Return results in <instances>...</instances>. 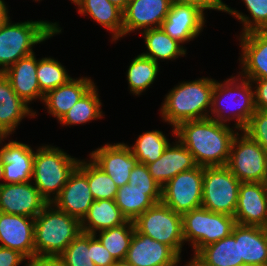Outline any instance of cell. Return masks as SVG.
I'll list each match as a JSON object with an SVG mask.
<instances>
[{
    "label": "cell",
    "instance_id": "12",
    "mask_svg": "<svg viewBox=\"0 0 267 266\" xmlns=\"http://www.w3.org/2000/svg\"><path fill=\"white\" fill-rule=\"evenodd\" d=\"M88 184V159H81L53 204L80 221L94 202Z\"/></svg>",
    "mask_w": 267,
    "mask_h": 266
},
{
    "label": "cell",
    "instance_id": "27",
    "mask_svg": "<svg viewBox=\"0 0 267 266\" xmlns=\"http://www.w3.org/2000/svg\"><path fill=\"white\" fill-rule=\"evenodd\" d=\"M80 15L90 16L111 33V41L123 38V11L109 0H72Z\"/></svg>",
    "mask_w": 267,
    "mask_h": 266
},
{
    "label": "cell",
    "instance_id": "4",
    "mask_svg": "<svg viewBox=\"0 0 267 266\" xmlns=\"http://www.w3.org/2000/svg\"><path fill=\"white\" fill-rule=\"evenodd\" d=\"M62 33L59 22L27 20L12 22L9 17L0 27V73H4L19 59L35 53L34 46Z\"/></svg>",
    "mask_w": 267,
    "mask_h": 266
},
{
    "label": "cell",
    "instance_id": "24",
    "mask_svg": "<svg viewBox=\"0 0 267 266\" xmlns=\"http://www.w3.org/2000/svg\"><path fill=\"white\" fill-rule=\"evenodd\" d=\"M37 63L38 59L33 53L19 59L3 73L9 79L16 94L28 105L38 99L42 103L44 98L36 76Z\"/></svg>",
    "mask_w": 267,
    "mask_h": 266
},
{
    "label": "cell",
    "instance_id": "35",
    "mask_svg": "<svg viewBox=\"0 0 267 266\" xmlns=\"http://www.w3.org/2000/svg\"><path fill=\"white\" fill-rule=\"evenodd\" d=\"M134 231L133 221L128 220L120 226L99 231L94 236L115 260H123L126 258Z\"/></svg>",
    "mask_w": 267,
    "mask_h": 266
},
{
    "label": "cell",
    "instance_id": "47",
    "mask_svg": "<svg viewBox=\"0 0 267 266\" xmlns=\"http://www.w3.org/2000/svg\"><path fill=\"white\" fill-rule=\"evenodd\" d=\"M9 9L4 0H0V27L7 21L10 17Z\"/></svg>",
    "mask_w": 267,
    "mask_h": 266
},
{
    "label": "cell",
    "instance_id": "34",
    "mask_svg": "<svg viewBox=\"0 0 267 266\" xmlns=\"http://www.w3.org/2000/svg\"><path fill=\"white\" fill-rule=\"evenodd\" d=\"M170 140L161 130L145 131L138 135L135 143L128 145L138 163L149 164L161 157Z\"/></svg>",
    "mask_w": 267,
    "mask_h": 266
},
{
    "label": "cell",
    "instance_id": "41",
    "mask_svg": "<svg viewBox=\"0 0 267 266\" xmlns=\"http://www.w3.org/2000/svg\"><path fill=\"white\" fill-rule=\"evenodd\" d=\"M128 184L138 190H161V186L152 178L146 164L137 163L131 170Z\"/></svg>",
    "mask_w": 267,
    "mask_h": 266
},
{
    "label": "cell",
    "instance_id": "22",
    "mask_svg": "<svg viewBox=\"0 0 267 266\" xmlns=\"http://www.w3.org/2000/svg\"><path fill=\"white\" fill-rule=\"evenodd\" d=\"M176 140L167 146L159 159L146 165L152 178L161 187L179 173L198 166L188 149Z\"/></svg>",
    "mask_w": 267,
    "mask_h": 266
},
{
    "label": "cell",
    "instance_id": "14",
    "mask_svg": "<svg viewBox=\"0 0 267 266\" xmlns=\"http://www.w3.org/2000/svg\"><path fill=\"white\" fill-rule=\"evenodd\" d=\"M47 204L32 181L0 186V212L35 218Z\"/></svg>",
    "mask_w": 267,
    "mask_h": 266
},
{
    "label": "cell",
    "instance_id": "40",
    "mask_svg": "<svg viewBox=\"0 0 267 266\" xmlns=\"http://www.w3.org/2000/svg\"><path fill=\"white\" fill-rule=\"evenodd\" d=\"M243 132L267 152V110H256Z\"/></svg>",
    "mask_w": 267,
    "mask_h": 266
},
{
    "label": "cell",
    "instance_id": "16",
    "mask_svg": "<svg viewBox=\"0 0 267 266\" xmlns=\"http://www.w3.org/2000/svg\"><path fill=\"white\" fill-rule=\"evenodd\" d=\"M171 4V0H129L123 11V37L140 30L160 28Z\"/></svg>",
    "mask_w": 267,
    "mask_h": 266
},
{
    "label": "cell",
    "instance_id": "1",
    "mask_svg": "<svg viewBox=\"0 0 267 266\" xmlns=\"http://www.w3.org/2000/svg\"><path fill=\"white\" fill-rule=\"evenodd\" d=\"M175 129L176 138L193 155L198 166L227 165L232 141L238 133L236 128L208 117L182 122Z\"/></svg>",
    "mask_w": 267,
    "mask_h": 266
},
{
    "label": "cell",
    "instance_id": "33",
    "mask_svg": "<svg viewBox=\"0 0 267 266\" xmlns=\"http://www.w3.org/2000/svg\"><path fill=\"white\" fill-rule=\"evenodd\" d=\"M131 60L127 69L126 80L130 93L139 96L156 81L160 72V64L141 54Z\"/></svg>",
    "mask_w": 267,
    "mask_h": 266
},
{
    "label": "cell",
    "instance_id": "3",
    "mask_svg": "<svg viewBox=\"0 0 267 266\" xmlns=\"http://www.w3.org/2000/svg\"><path fill=\"white\" fill-rule=\"evenodd\" d=\"M253 86L250 80L239 74L223 82L215 80L209 117L225 125L235 120L233 127L243 131L256 111Z\"/></svg>",
    "mask_w": 267,
    "mask_h": 266
},
{
    "label": "cell",
    "instance_id": "25",
    "mask_svg": "<svg viewBox=\"0 0 267 266\" xmlns=\"http://www.w3.org/2000/svg\"><path fill=\"white\" fill-rule=\"evenodd\" d=\"M232 235L239 241V266L267 265V234L264 228L236 224Z\"/></svg>",
    "mask_w": 267,
    "mask_h": 266
},
{
    "label": "cell",
    "instance_id": "52",
    "mask_svg": "<svg viewBox=\"0 0 267 266\" xmlns=\"http://www.w3.org/2000/svg\"><path fill=\"white\" fill-rule=\"evenodd\" d=\"M0 186L3 184V163L1 161V157H0Z\"/></svg>",
    "mask_w": 267,
    "mask_h": 266
},
{
    "label": "cell",
    "instance_id": "2",
    "mask_svg": "<svg viewBox=\"0 0 267 266\" xmlns=\"http://www.w3.org/2000/svg\"><path fill=\"white\" fill-rule=\"evenodd\" d=\"M178 83L165 94L160 107L161 118L172 126L173 137L180 123L209 117L215 79L203 76Z\"/></svg>",
    "mask_w": 267,
    "mask_h": 266
},
{
    "label": "cell",
    "instance_id": "6",
    "mask_svg": "<svg viewBox=\"0 0 267 266\" xmlns=\"http://www.w3.org/2000/svg\"><path fill=\"white\" fill-rule=\"evenodd\" d=\"M79 161L51 144L35 148L31 181L48 203L60 194Z\"/></svg>",
    "mask_w": 267,
    "mask_h": 266
},
{
    "label": "cell",
    "instance_id": "28",
    "mask_svg": "<svg viewBox=\"0 0 267 266\" xmlns=\"http://www.w3.org/2000/svg\"><path fill=\"white\" fill-rule=\"evenodd\" d=\"M127 221L115 200H95L81 220V229L84 233L94 235L99 231L120 226Z\"/></svg>",
    "mask_w": 267,
    "mask_h": 266
},
{
    "label": "cell",
    "instance_id": "21",
    "mask_svg": "<svg viewBox=\"0 0 267 266\" xmlns=\"http://www.w3.org/2000/svg\"><path fill=\"white\" fill-rule=\"evenodd\" d=\"M35 150L23 142L10 140L0 148L3 163V184L30 182Z\"/></svg>",
    "mask_w": 267,
    "mask_h": 266
},
{
    "label": "cell",
    "instance_id": "17",
    "mask_svg": "<svg viewBox=\"0 0 267 266\" xmlns=\"http://www.w3.org/2000/svg\"><path fill=\"white\" fill-rule=\"evenodd\" d=\"M241 53L237 72L250 81L267 79V31H251L238 35Z\"/></svg>",
    "mask_w": 267,
    "mask_h": 266
},
{
    "label": "cell",
    "instance_id": "29",
    "mask_svg": "<svg viewBox=\"0 0 267 266\" xmlns=\"http://www.w3.org/2000/svg\"><path fill=\"white\" fill-rule=\"evenodd\" d=\"M147 51L141 55L152 59L160 64V60H176L179 56H186L187 48L179 43L177 40L172 39L164 30L160 28L146 29L140 32Z\"/></svg>",
    "mask_w": 267,
    "mask_h": 266
},
{
    "label": "cell",
    "instance_id": "5",
    "mask_svg": "<svg viewBox=\"0 0 267 266\" xmlns=\"http://www.w3.org/2000/svg\"><path fill=\"white\" fill-rule=\"evenodd\" d=\"M36 257L58 258L82 233L81 221L48 203L34 218Z\"/></svg>",
    "mask_w": 267,
    "mask_h": 266
},
{
    "label": "cell",
    "instance_id": "45",
    "mask_svg": "<svg viewBox=\"0 0 267 266\" xmlns=\"http://www.w3.org/2000/svg\"><path fill=\"white\" fill-rule=\"evenodd\" d=\"M173 3L194 5L203 12L205 10L222 11L224 9V2L222 0H171Z\"/></svg>",
    "mask_w": 267,
    "mask_h": 266
},
{
    "label": "cell",
    "instance_id": "7",
    "mask_svg": "<svg viewBox=\"0 0 267 266\" xmlns=\"http://www.w3.org/2000/svg\"><path fill=\"white\" fill-rule=\"evenodd\" d=\"M234 216L198 207L182 214L184 242L193 249V256L203 247L232 234Z\"/></svg>",
    "mask_w": 267,
    "mask_h": 266
},
{
    "label": "cell",
    "instance_id": "48",
    "mask_svg": "<svg viewBox=\"0 0 267 266\" xmlns=\"http://www.w3.org/2000/svg\"><path fill=\"white\" fill-rule=\"evenodd\" d=\"M112 4L124 11L127 7L129 0H109Z\"/></svg>",
    "mask_w": 267,
    "mask_h": 266
},
{
    "label": "cell",
    "instance_id": "26",
    "mask_svg": "<svg viewBox=\"0 0 267 266\" xmlns=\"http://www.w3.org/2000/svg\"><path fill=\"white\" fill-rule=\"evenodd\" d=\"M38 114L13 90L9 79L0 73V127L10 136L22 119L35 118Z\"/></svg>",
    "mask_w": 267,
    "mask_h": 266
},
{
    "label": "cell",
    "instance_id": "39",
    "mask_svg": "<svg viewBox=\"0 0 267 266\" xmlns=\"http://www.w3.org/2000/svg\"><path fill=\"white\" fill-rule=\"evenodd\" d=\"M58 259L64 266H96L89 251V234L80 233Z\"/></svg>",
    "mask_w": 267,
    "mask_h": 266
},
{
    "label": "cell",
    "instance_id": "54",
    "mask_svg": "<svg viewBox=\"0 0 267 266\" xmlns=\"http://www.w3.org/2000/svg\"><path fill=\"white\" fill-rule=\"evenodd\" d=\"M265 231H266V234H267V225L264 227Z\"/></svg>",
    "mask_w": 267,
    "mask_h": 266
},
{
    "label": "cell",
    "instance_id": "8",
    "mask_svg": "<svg viewBox=\"0 0 267 266\" xmlns=\"http://www.w3.org/2000/svg\"><path fill=\"white\" fill-rule=\"evenodd\" d=\"M133 224L136 232L170 246L182 257L185 242L181 214L158 202L138 216Z\"/></svg>",
    "mask_w": 267,
    "mask_h": 266
},
{
    "label": "cell",
    "instance_id": "53",
    "mask_svg": "<svg viewBox=\"0 0 267 266\" xmlns=\"http://www.w3.org/2000/svg\"><path fill=\"white\" fill-rule=\"evenodd\" d=\"M265 186H266V190H267V177H266V180H265Z\"/></svg>",
    "mask_w": 267,
    "mask_h": 266
},
{
    "label": "cell",
    "instance_id": "18",
    "mask_svg": "<svg viewBox=\"0 0 267 266\" xmlns=\"http://www.w3.org/2000/svg\"><path fill=\"white\" fill-rule=\"evenodd\" d=\"M237 224L267 225V190L264 182H241L234 214Z\"/></svg>",
    "mask_w": 267,
    "mask_h": 266
},
{
    "label": "cell",
    "instance_id": "43",
    "mask_svg": "<svg viewBox=\"0 0 267 266\" xmlns=\"http://www.w3.org/2000/svg\"><path fill=\"white\" fill-rule=\"evenodd\" d=\"M254 88L256 110H267V79H255L251 81Z\"/></svg>",
    "mask_w": 267,
    "mask_h": 266
},
{
    "label": "cell",
    "instance_id": "42",
    "mask_svg": "<svg viewBox=\"0 0 267 266\" xmlns=\"http://www.w3.org/2000/svg\"><path fill=\"white\" fill-rule=\"evenodd\" d=\"M89 251L96 266H112L116 261L93 234H89Z\"/></svg>",
    "mask_w": 267,
    "mask_h": 266
},
{
    "label": "cell",
    "instance_id": "51",
    "mask_svg": "<svg viewBox=\"0 0 267 266\" xmlns=\"http://www.w3.org/2000/svg\"><path fill=\"white\" fill-rule=\"evenodd\" d=\"M112 266H132L128 263L125 259L123 260H116Z\"/></svg>",
    "mask_w": 267,
    "mask_h": 266
},
{
    "label": "cell",
    "instance_id": "13",
    "mask_svg": "<svg viewBox=\"0 0 267 266\" xmlns=\"http://www.w3.org/2000/svg\"><path fill=\"white\" fill-rule=\"evenodd\" d=\"M88 155V159L108 174L118 187L128 184L131 170L138 163L128 144L124 142H108Z\"/></svg>",
    "mask_w": 267,
    "mask_h": 266
},
{
    "label": "cell",
    "instance_id": "9",
    "mask_svg": "<svg viewBox=\"0 0 267 266\" xmlns=\"http://www.w3.org/2000/svg\"><path fill=\"white\" fill-rule=\"evenodd\" d=\"M240 184L226 165L204 167L202 207L234 216Z\"/></svg>",
    "mask_w": 267,
    "mask_h": 266
},
{
    "label": "cell",
    "instance_id": "44",
    "mask_svg": "<svg viewBox=\"0 0 267 266\" xmlns=\"http://www.w3.org/2000/svg\"><path fill=\"white\" fill-rule=\"evenodd\" d=\"M28 259L19 251L0 246V266H19Z\"/></svg>",
    "mask_w": 267,
    "mask_h": 266
},
{
    "label": "cell",
    "instance_id": "15",
    "mask_svg": "<svg viewBox=\"0 0 267 266\" xmlns=\"http://www.w3.org/2000/svg\"><path fill=\"white\" fill-rule=\"evenodd\" d=\"M206 19L205 12L198 7L172 2L161 28L172 39L184 45L203 32Z\"/></svg>",
    "mask_w": 267,
    "mask_h": 266
},
{
    "label": "cell",
    "instance_id": "37",
    "mask_svg": "<svg viewBox=\"0 0 267 266\" xmlns=\"http://www.w3.org/2000/svg\"><path fill=\"white\" fill-rule=\"evenodd\" d=\"M65 67L54 57L38 59L36 76L40 91L44 95L72 79Z\"/></svg>",
    "mask_w": 267,
    "mask_h": 266
},
{
    "label": "cell",
    "instance_id": "36",
    "mask_svg": "<svg viewBox=\"0 0 267 266\" xmlns=\"http://www.w3.org/2000/svg\"><path fill=\"white\" fill-rule=\"evenodd\" d=\"M251 16H247L239 10L233 9L224 3L223 12L228 13L242 23V31L245 34L251 31H267V0H242Z\"/></svg>",
    "mask_w": 267,
    "mask_h": 266
},
{
    "label": "cell",
    "instance_id": "49",
    "mask_svg": "<svg viewBox=\"0 0 267 266\" xmlns=\"http://www.w3.org/2000/svg\"><path fill=\"white\" fill-rule=\"evenodd\" d=\"M182 261V259H180L176 264L175 266H180V262ZM179 264V265H178ZM182 266H201L193 257L190 258V261L188 260L186 262V264L182 265Z\"/></svg>",
    "mask_w": 267,
    "mask_h": 266
},
{
    "label": "cell",
    "instance_id": "38",
    "mask_svg": "<svg viewBox=\"0 0 267 266\" xmlns=\"http://www.w3.org/2000/svg\"><path fill=\"white\" fill-rule=\"evenodd\" d=\"M88 184L94 200H115L119 187L90 159L88 160Z\"/></svg>",
    "mask_w": 267,
    "mask_h": 266
},
{
    "label": "cell",
    "instance_id": "23",
    "mask_svg": "<svg viewBox=\"0 0 267 266\" xmlns=\"http://www.w3.org/2000/svg\"><path fill=\"white\" fill-rule=\"evenodd\" d=\"M95 84L88 76L72 78L66 84L48 91L42 103L47 112L59 121Z\"/></svg>",
    "mask_w": 267,
    "mask_h": 266
},
{
    "label": "cell",
    "instance_id": "46",
    "mask_svg": "<svg viewBox=\"0 0 267 266\" xmlns=\"http://www.w3.org/2000/svg\"><path fill=\"white\" fill-rule=\"evenodd\" d=\"M25 264L24 266H64L58 258L52 257H36Z\"/></svg>",
    "mask_w": 267,
    "mask_h": 266
},
{
    "label": "cell",
    "instance_id": "32",
    "mask_svg": "<svg viewBox=\"0 0 267 266\" xmlns=\"http://www.w3.org/2000/svg\"><path fill=\"white\" fill-rule=\"evenodd\" d=\"M96 84L58 121L62 126H74L102 119L105 114ZM104 114V115H103Z\"/></svg>",
    "mask_w": 267,
    "mask_h": 266
},
{
    "label": "cell",
    "instance_id": "19",
    "mask_svg": "<svg viewBox=\"0 0 267 266\" xmlns=\"http://www.w3.org/2000/svg\"><path fill=\"white\" fill-rule=\"evenodd\" d=\"M35 219L0 212V246L19 251L28 260L35 258Z\"/></svg>",
    "mask_w": 267,
    "mask_h": 266
},
{
    "label": "cell",
    "instance_id": "31",
    "mask_svg": "<svg viewBox=\"0 0 267 266\" xmlns=\"http://www.w3.org/2000/svg\"><path fill=\"white\" fill-rule=\"evenodd\" d=\"M193 258L201 266H239V241L231 234L201 248Z\"/></svg>",
    "mask_w": 267,
    "mask_h": 266
},
{
    "label": "cell",
    "instance_id": "20",
    "mask_svg": "<svg viewBox=\"0 0 267 266\" xmlns=\"http://www.w3.org/2000/svg\"><path fill=\"white\" fill-rule=\"evenodd\" d=\"M180 259L170 246L136 231L125 258L132 266H175Z\"/></svg>",
    "mask_w": 267,
    "mask_h": 266
},
{
    "label": "cell",
    "instance_id": "50",
    "mask_svg": "<svg viewBox=\"0 0 267 266\" xmlns=\"http://www.w3.org/2000/svg\"><path fill=\"white\" fill-rule=\"evenodd\" d=\"M6 138H8V141H9V138H10V135L8 133H6L1 127H0V148L1 146L4 144L3 142L5 141L6 142Z\"/></svg>",
    "mask_w": 267,
    "mask_h": 266
},
{
    "label": "cell",
    "instance_id": "11",
    "mask_svg": "<svg viewBox=\"0 0 267 266\" xmlns=\"http://www.w3.org/2000/svg\"><path fill=\"white\" fill-rule=\"evenodd\" d=\"M204 167L186 170L161 188V202L179 214L202 206Z\"/></svg>",
    "mask_w": 267,
    "mask_h": 266
},
{
    "label": "cell",
    "instance_id": "10",
    "mask_svg": "<svg viewBox=\"0 0 267 266\" xmlns=\"http://www.w3.org/2000/svg\"><path fill=\"white\" fill-rule=\"evenodd\" d=\"M226 166L240 182H265L267 152L245 132L238 131Z\"/></svg>",
    "mask_w": 267,
    "mask_h": 266
},
{
    "label": "cell",
    "instance_id": "30",
    "mask_svg": "<svg viewBox=\"0 0 267 266\" xmlns=\"http://www.w3.org/2000/svg\"><path fill=\"white\" fill-rule=\"evenodd\" d=\"M115 202L126 219L134 221L155 203L161 202V190H138L126 184L118 188Z\"/></svg>",
    "mask_w": 267,
    "mask_h": 266
}]
</instances>
